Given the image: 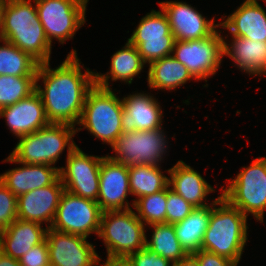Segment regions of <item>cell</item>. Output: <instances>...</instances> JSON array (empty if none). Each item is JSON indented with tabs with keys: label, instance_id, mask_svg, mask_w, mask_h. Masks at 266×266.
<instances>
[{
	"label": "cell",
	"instance_id": "obj_19",
	"mask_svg": "<svg viewBox=\"0 0 266 266\" xmlns=\"http://www.w3.org/2000/svg\"><path fill=\"white\" fill-rule=\"evenodd\" d=\"M3 162L21 165L0 174V180L16 196L53 184L59 177V169L45 164H23L9 155Z\"/></svg>",
	"mask_w": 266,
	"mask_h": 266
},
{
	"label": "cell",
	"instance_id": "obj_38",
	"mask_svg": "<svg viewBox=\"0 0 266 266\" xmlns=\"http://www.w3.org/2000/svg\"><path fill=\"white\" fill-rule=\"evenodd\" d=\"M101 257H97L94 263V266H129L126 258H110L107 257L105 260V263L102 262V265H99L101 263Z\"/></svg>",
	"mask_w": 266,
	"mask_h": 266
},
{
	"label": "cell",
	"instance_id": "obj_23",
	"mask_svg": "<svg viewBox=\"0 0 266 266\" xmlns=\"http://www.w3.org/2000/svg\"><path fill=\"white\" fill-rule=\"evenodd\" d=\"M219 20L223 29H227L231 36L247 38L253 41H266V11L260 4L242 3L237 9Z\"/></svg>",
	"mask_w": 266,
	"mask_h": 266
},
{
	"label": "cell",
	"instance_id": "obj_6",
	"mask_svg": "<svg viewBox=\"0 0 266 266\" xmlns=\"http://www.w3.org/2000/svg\"><path fill=\"white\" fill-rule=\"evenodd\" d=\"M242 169L228 186H222L221 196L247 218L251 214L263 223L266 211V157H257Z\"/></svg>",
	"mask_w": 266,
	"mask_h": 266
},
{
	"label": "cell",
	"instance_id": "obj_25",
	"mask_svg": "<svg viewBox=\"0 0 266 266\" xmlns=\"http://www.w3.org/2000/svg\"><path fill=\"white\" fill-rule=\"evenodd\" d=\"M111 66L107 73L95 72V83L97 86L105 89H111L109 79L111 81L120 80L127 84L132 81L138 74H141L144 68V61L141 58L136 46L128 39L125 46L111 56Z\"/></svg>",
	"mask_w": 266,
	"mask_h": 266
},
{
	"label": "cell",
	"instance_id": "obj_42",
	"mask_svg": "<svg viewBox=\"0 0 266 266\" xmlns=\"http://www.w3.org/2000/svg\"><path fill=\"white\" fill-rule=\"evenodd\" d=\"M265 1L266 0H262ZM243 3H247V4H259L258 0H245Z\"/></svg>",
	"mask_w": 266,
	"mask_h": 266
},
{
	"label": "cell",
	"instance_id": "obj_36",
	"mask_svg": "<svg viewBox=\"0 0 266 266\" xmlns=\"http://www.w3.org/2000/svg\"><path fill=\"white\" fill-rule=\"evenodd\" d=\"M19 261L21 266H50L46 239L29 249Z\"/></svg>",
	"mask_w": 266,
	"mask_h": 266
},
{
	"label": "cell",
	"instance_id": "obj_15",
	"mask_svg": "<svg viewBox=\"0 0 266 266\" xmlns=\"http://www.w3.org/2000/svg\"><path fill=\"white\" fill-rule=\"evenodd\" d=\"M159 6L168 18L175 40L203 39L220 27L219 23H215V18L207 20L195 7L186 2L166 0L159 2Z\"/></svg>",
	"mask_w": 266,
	"mask_h": 266
},
{
	"label": "cell",
	"instance_id": "obj_24",
	"mask_svg": "<svg viewBox=\"0 0 266 266\" xmlns=\"http://www.w3.org/2000/svg\"><path fill=\"white\" fill-rule=\"evenodd\" d=\"M223 39V55L230 57L237 68L251 76H266V41L232 36L228 44V36Z\"/></svg>",
	"mask_w": 266,
	"mask_h": 266
},
{
	"label": "cell",
	"instance_id": "obj_33",
	"mask_svg": "<svg viewBox=\"0 0 266 266\" xmlns=\"http://www.w3.org/2000/svg\"><path fill=\"white\" fill-rule=\"evenodd\" d=\"M195 208L167 186L166 223L175 224L184 220Z\"/></svg>",
	"mask_w": 266,
	"mask_h": 266
},
{
	"label": "cell",
	"instance_id": "obj_28",
	"mask_svg": "<svg viewBox=\"0 0 266 266\" xmlns=\"http://www.w3.org/2000/svg\"><path fill=\"white\" fill-rule=\"evenodd\" d=\"M159 165H132L128 166L130 191L137 199L164 190L168 186L169 177L163 174Z\"/></svg>",
	"mask_w": 266,
	"mask_h": 266
},
{
	"label": "cell",
	"instance_id": "obj_21",
	"mask_svg": "<svg viewBox=\"0 0 266 266\" xmlns=\"http://www.w3.org/2000/svg\"><path fill=\"white\" fill-rule=\"evenodd\" d=\"M21 219H16L0 231V250L7 256L20 259L33 246L46 239L47 227Z\"/></svg>",
	"mask_w": 266,
	"mask_h": 266
},
{
	"label": "cell",
	"instance_id": "obj_11",
	"mask_svg": "<svg viewBox=\"0 0 266 266\" xmlns=\"http://www.w3.org/2000/svg\"><path fill=\"white\" fill-rule=\"evenodd\" d=\"M101 215L102 211L96 201L65 190L50 228L87 238L90 234L98 235Z\"/></svg>",
	"mask_w": 266,
	"mask_h": 266
},
{
	"label": "cell",
	"instance_id": "obj_29",
	"mask_svg": "<svg viewBox=\"0 0 266 266\" xmlns=\"http://www.w3.org/2000/svg\"><path fill=\"white\" fill-rule=\"evenodd\" d=\"M150 226L153 231L149 240L146 235L145 247L171 263L183 259L188 254L176 236L174 224L160 223Z\"/></svg>",
	"mask_w": 266,
	"mask_h": 266
},
{
	"label": "cell",
	"instance_id": "obj_10",
	"mask_svg": "<svg viewBox=\"0 0 266 266\" xmlns=\"http://www.w3.org/2000/svg\"><path fill=\"white\" fill-rule=\"evenodd\" d=\"M220 29L203 39L175 40L172 56L186 66L195 81L204 80L217 73L224 57V39Z\"/></svg>",
	"mask_w": 266,
	"mask_h": 266
},
{
	"label": "cell",
	"instance_id": "obj_27",
	"mask_svg": "<svg viewBox=\"0 0 266 266\" xmlns=\"http://www.w3.org/2000/svg\"><path fill=\"white\" fill-rule=\"evenodd\" d=\"M210 207H196L184 220L174 224L176 236L188 254L201 249L210 219Z\"/></svg>",
	"mask_w": 266,
	"mask_h": 266
},
{
	"label": "cell",
	"instance_id": "obj_17",
	"mask_svg": "<svg viewBox=\"0 0 266 266\" xmlns=\"http://www.w3.org/2000/svg\"><path fill=\"white\" fill-rule=\"evenodd\" d=\"M65 191L60 177L51 185L37 188L17 197V218L39 224L49 223L50 228L60 198Z\"/></svg>",
	"mask_w": 266,
	"mask_h": 266
},
{
	"label": "cell",
	"instance_id": "obj_30",
	"mask_svg": "<svg viewBox=\"0 0 266 266\" xmlns=\"http://www.w3.org/2000/svg\"><path fill=\"white\" fill-rule=\"evenodd\" d=\"M0 75L36 76L39 63L28 53L0 39Z\"/></svg>",
	"mask_w": 266,
	"mask_h": 266
},
{
	"label": "cell",
	"instance_id": "obj_9",
	"mask_svg": "<svg viewBox=\"0 0 266 266\" xmlns=\"http://www.w3.org/2000/svg\"><path fill=\"white\" fill-rule=\"evenodd\" d=\"M88 2L89 0H35L38 18L51 45L53 39L64 44L74 38L77 30L86 22Z\"/></svg>",
	"mask_w": 266,
	"mask_h": 266
},
{
	"label": "cell",
	"instance_id": "obj_41",
	"mask_svg": "<svg viewBox=\"0 0 266 266\" xmlns=\"http://www.w3.org/2000/svg\"><path fill=\"white\" fill-rule=\"evenodd\" d=\"M7 0H0V31L2 27V20H3V10L5 7Z\"/></svg>",
	"mask_w": 266,
	"mask_h": 266
},
{
	"label": "cell",
	"instance_id": "obj_1",
	"mask_svg": "<svg viewBox=\"0 0 266 266\" xmlns=\"http://www.w3.org/2000/svg\"><path fill=\"white\" fill-rule=\"evenodd\" d=\"M83 65L81 68L80 58L74 49L55 69L50 68V62L38 65L36 91L50 123L78 125L87 93L96 84L95 72L86 68L83 74ZM40 80L44 87L38 84Z\"/></svg>",
	"mask_w": 266,
	"mask_h": 266
},
{
	"label": "cell",
	"instance_id": "obj_8",
	"mask_svg": "<svg viewBox=\"0 0 266 266\" xmlns=\"http://www.w3.org/2000/svg\"><path fill=\"white\" fill-rule=\"evenodd\" d=\"M114 156L111 160L132 165H161L168 150L167 136L162 128L155 130H133L122 132L111 146Z\"/></svg>",
	"mask_w": 266,
	"mask_h": 266
},
{
	"label": "cell",
	"instance_id": "obj_12",
	"mask_svg": "<svg viewBox=\"0 0 266 266\" xmlns=\"http://www.w3.org/2000/svg\"><path fill=\"white\" fill-rule=\"evenodd\" d=\"M128 40L136 46L142 60L148 65L172 55L175 42L168 18L162 9H152L143 16Z\"/></svg>",
	"mask_w": 266,
	"mask_h": 266
},
{
	"label": "cell",
	"instance_id": "obj_5",
	"mask_svg": "<svg viewBox=\"0 0 266 266\" xmlns=\"http://www.w3.org/2000/svg\"><path fill=\"white\" fill-rule=\"evenodd\" d=\"M78 125L111 147L126 130L122 98H118L112 88L95 84L87 93Z\"/></svg>",
	"mask_w": 266,
	"mask_h": 266
},
{
	"label": "cell",
	"instance_id": "obj_16",
	"mask_svg": "<svg viewBox=\"0 0 266 266\" xmlns=\"http://www.w3.org/2000/svg\"><path fill=\"white\" fill-rule=\"evenodd\" d=\"M131 195L128 166L107 155L101 161L99 193L97 203L102 212L127 210L131 207L127 200Z\"/></svg>",
	"mask_w": 266,
	"mask_h": 266
},
{
	"label": "cell",
	"instance_id": "obj_4",
	"mask_svg": "<svg viewBox=\"0 0 266 266\" xmlns=\"http://www.w3.org/2000/svg\"><path fill=\"white\" fill-rule=\"evenodd\" d=\"M82 128L64 123H49L34 133L18 137L10 155L19 163L54 165L67 147L68 154L77 147L73 138Z\"/></svg>",
	"mask_w": 266,
	"mask_h": 266
},
{
	"label": "cell",
	"instance_id": "obj_34",
	"mask_svg": "<svg viewBox=\"0 0 266 266\" xmlns=\"http://www.w3.org/2000/svg\"><path fill=\"white\" fill-rule=\"evenodd\" d=\"M17 219V197L0 180V231Z\"/></svg>",
	"mask_w": 266,
	"mask_h": 266
},
{
	"label": "cell",
	"instance_id": "obj_26",
	"mask_svg": "<svg viewBox=\"0 0 266 266\" xmlns=\"http://www.w3.org/2000/svg\"><path fill=\"white\" fill-rule=\"evenodd\" d=\"M147 75L148 86L153 90H176L195 79L186 66L172 55L151 62Z\"/></svg>",
	"mask_w": 266,
	"mask_h": 266
},
{
	"label": "cell",
	"instance_id": "obj_31",
	"mask_svg": "<svg viewBox=\"0 0 266 266\" xmlns=\"http://www.w3.org/2000/svg\"><path fill=\"white\" fill-rule=\"evenodd\" d=\"M36 90V76L0 75V109L13 105Z\"/></svg>",
	"mask_w": 266,
	"mask_h": 266
},
{
	"label": "cell",
	"instance_id": "obj_40",
	"mask_svg": "<svg viewBox=\"0 0 266 266\" xmlns=\"http://www.w3.org/2000/svg\"><path fill=\"white\" fill-rule=\"evenodd\" d=\"M0 266H21V265L18 259H14L11 256H7L0 250Z\"/></svg>",
	"mask_w": 266,
	"mask_h": 266
},
{
	"label": "cell",
	"instance_id": "obj_20",
	"mask_svg": "<svg viewBox=\"0 0 266 266\" xmlns=\"http://www.w3.org/2000/svg\"><path fill=\"white\" fill-rule=\"evenodd\" d=\"M166 171L170 175L168 182L170 189L195 207L212 206L221 197L220 194L209 205L206 197L215 189L199 172L182 160Z\"/></svg>",
	"mask_w": 266,
	"mask_h": 266
},
{
	"label": "cell",
	"instance_id": "obj_7",
	"mask_svg": "<svg viewBox=\"0 0 266 266\" xmlns=\"http://www.w3.org/2000/svg\"><path fill=\"white\" fill-rule=\"evenodd\" d=\"M145 224L132 208L102 212L98 237L104 241L107 257L127 258L145 247Z\"/></svg>",
	"mask_w": 266,
	"mask_h": 266
},
{
	"label": "cell",
	"instance_id": "obj_13",
	"mask_svg": "<svg viewBox=\"0 0 266 266\" xmlns=\"http://www.w3.org/2000/svg\"><path fill=\"white\" fill-rule=\"evenodd\" d=\"M103 158L86 154L78 145L67 153L65 167H59L60 179L65 190L97 202L100 165Z\"/></svg>",
	"mask_w": 266,
	"mask_h": 266
},
{
	"label": "cell",
	"instance_id": "obj_35",
	"mask_svg": "<svg viewBox=\"0 0 266 266\" xmlns=\"http://www.w3.org/2000/svg\"><path fill=\"white\" fill-rule=\"evenodd\" d=\"M129 266H172V263L152 250L144 247L126 258Z\"/></svg>",
	"mask_w": 266,
	"mask_h": 266
},
{
	"label": "cell",
	"instance_id": "obj_37",
	"mask_svg": "<svg viewBox=\"0 0 266 266\" xmlns=\"http://www.w3.org/2000/svg\"><path fill=\"white\" fill-rule=\"evenodd\" d=\"M200 266H237L235 261L219 256L215 253L199 249L193 253Z\"/></svg>",
	"mask_w": 266,
	"mask_h": 266
},
{
	"label": "cell",
	"instance_id": "obj_32",
	"mask_svg": "<svg viewBox=\"0 0 266 266\" xmlns=\"http://www.w3.org/2000/svg\"><path fill=\"white\" fill-rule=\"evenodd\" d=\"M167 187L157 193L139 198L134 203L137 217L148 227L166 223Z\"/></svg>",
	"mask_w": 266,
	"mask_h": 266
},
{
	"label": "cell",
	"instance_id": "obj_22",
	"mask_svg": "<svg viewBox=\"0 0 266 266\" xmlns=\"http://www.w3.org/2000/svg\"><path fill=\"white\" fill-rule=\"evenodd\" d=\"M125 126L133 130H155L163 128V111L153 95L133 93L123 99Z\"/></svg>",
	"mask_w": 266,
	"mask_h": 266
},
{
	"label": "cell",
	"instance_id": "obj_39",
	"mask_svg": "<svg viewBox=\"0 0 266 266\" xmlns=\"http://www.w3.org/2000/svg\"><path fill=\"white\" fill-rule=\"evenodd\" d=\"M172 266H200L197 257L193 253L187 254L183 259L172 263Z\"/></svg>",
	"mask_w": 266,
	"mask_h": 266
},
{
	"label": "cell",
	"instance_id": "obj_14",
	"mask_svg": "<svg viewBox=\"0 0 266 266\" xmlns=\"http://www.w3.org/2000/svg\"><path fill=\"white\" fill-rule=\"evenodd\" d=\"M88 238L47 228L50 266H94L99 256Z\"/></svg>",
	"mask_w": 266,
	"mask_h": 266
},
{
	"label": "cell",
	"instance_id": "obj_3",
	"mask_svg": "<svg viewBox=\"0 0 266 266\" xmlns=\"http://www.w3.org/2000/svg\"><path fill=\"white\" fill-rule=\"evenodd\" d=\"M248 228L247 217L221 196L210 207V219L201 249L238 264L248 239Z\"/></svg>",
	"mask_w": 266,
	"mask_h": 266
},
{
	"label": "cell",
	"instance_id": "obj_18",
	"mask_svg": "<svg viewBox=\"0 0 266 266\" xmlns=\"http://www.w3.org/2000/svg\"><path fill=\"white\" fill-rule=\"evenodd\" d=\"M0 117L5 118L8 129L16 138L34 133L50 123L36 90L15 104L1 108Z\"/></svg>",
	"mask_w": 266,
	"mask_h": 266
},
{
	"label": "cell",
	"instance_id": "obj_2",
	"mask_svg": "<svg viewBox=\"0 0 266 266\" xmlns=\"http://www.w3.org/2000/svg\"><path fill=\"white\" fill-rule=\"evenodd\" d=\"M0 39L28 53L39 64L50 62L52 45L38 18L35 0H7Z\"/></svg>",
	"mask_w": 266,
	"mask_h": 266
}]
</instances>
